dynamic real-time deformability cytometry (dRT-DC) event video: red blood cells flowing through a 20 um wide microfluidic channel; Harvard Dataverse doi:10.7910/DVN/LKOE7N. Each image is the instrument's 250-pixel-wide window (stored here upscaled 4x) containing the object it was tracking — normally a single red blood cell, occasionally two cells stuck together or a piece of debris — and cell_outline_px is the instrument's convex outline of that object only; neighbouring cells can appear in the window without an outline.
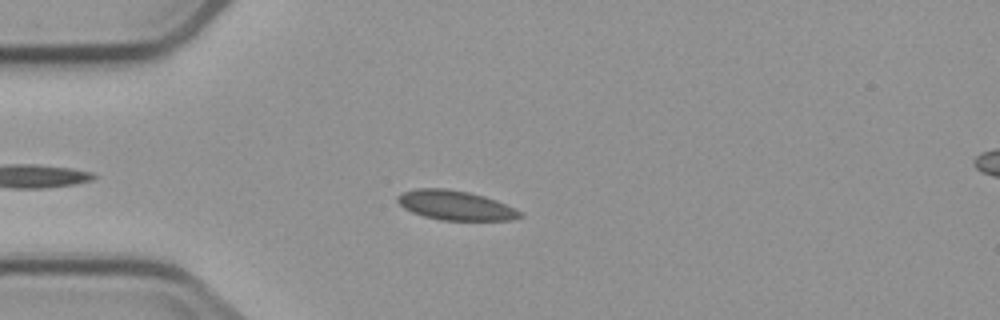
{"species": "common noctule bat (a hibernating species)", "species_latin": "Nyctalus noctula", "temperature_condition": "cold", "stored_images_in_passage": 7, "camera_frame_rate_fps": 3000, "um_per_image_px": 0.085, "animal": {"sex": "male", "body_mass_g": 23.1, "forearm_length_mm": 52.7}, "frame": {"image": 1, "passage_image": 5, "time_ms": 4.667, "image_size_px": [1000, 320], "cell_outline_px": [[524, 216], [512, 220], [440, 220], [424, 216], [412, 212], [404, 208], [396, 200], [396, 196], [404, 192], [416, 188], [444, 188], [468, 192], [484, 196], [496, 200], [516, 208], [524, 212]], "centroid_in_image_um": [38.75, 17.46], "position_along_channel_um": 46.3, "area_um2": 21.15}}
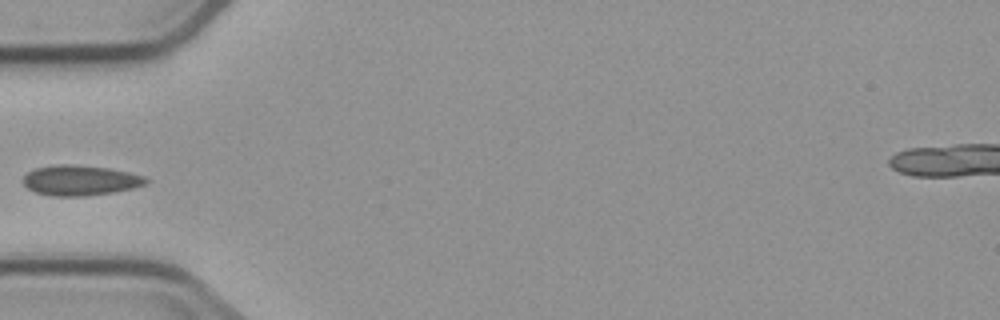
{"frame": {"image": 2, "passage_image": 6, "time_ms": 6.0, "image_size_px": [1000, 320], "cell_outline_px": [[148, 180], [144, 184], [132, 188], [112, 192], [84, 196], [52, 196], [36, 192], [28, 188], [24, 184], [24, 176], [28, 172], [36, 168], [56, 164], [72, 164], [108, 168], [128, 172], [144, 176]], "centroid_in_image_um": [6.79, 15.32], "position_along_channel_um": 78.2, "area_um2": 21.39}}
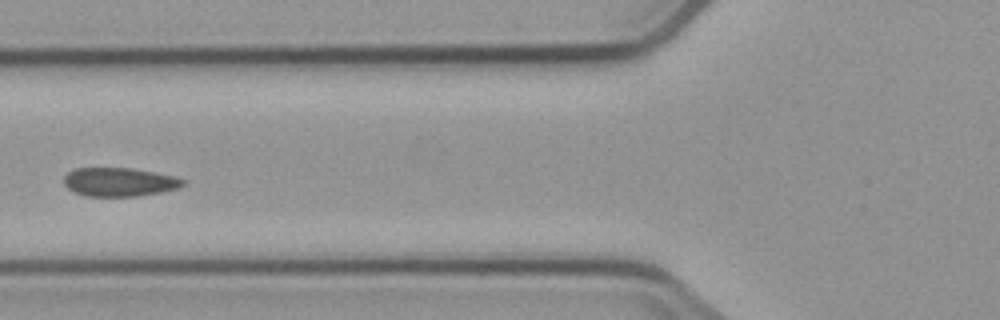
{"frame": {"image": 3, "passage_image": 7, "time_ms": 7.0, "image_size_px": [1000, 320], "cell_outline_px": [[184, 184], [180, 188], [160, 192], [136, 196], [88, 196], [72, 192], [64, 184], [64, 176], [72, 168], [132, 168], [176, 176], [184, 180]], "centroid_in_image_um": [10.13, 15.46], "position_along_channel_um": 115.7, "area_um2": 20.0}}